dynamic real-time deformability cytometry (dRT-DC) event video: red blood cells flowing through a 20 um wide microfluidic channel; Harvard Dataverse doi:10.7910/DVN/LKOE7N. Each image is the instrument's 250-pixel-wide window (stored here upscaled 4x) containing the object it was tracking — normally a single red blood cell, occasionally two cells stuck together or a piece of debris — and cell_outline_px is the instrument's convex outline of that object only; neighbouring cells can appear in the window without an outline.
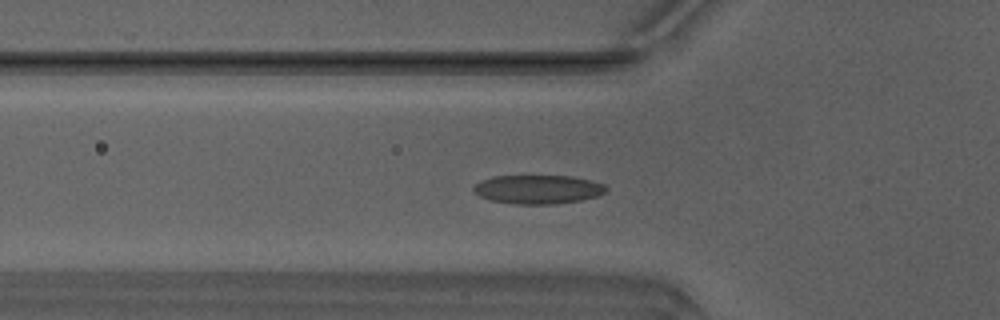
{"species": "Egyptian fruit bat (a non-hibernating species)", "species_latin": "Rousettus aegyptiacus", "temperature_condition": "warm", "stored_images_in_passage": 46, "camera_frame_rate_fps": 3000, "um_per_image_px": 0.085, "animal": {"sex": "male"}, "frame": {"image": 1, "passage_image": 13, "time_ms": 4.0, "image_size_px": [1000, 320], "cell_outline_px": [[608, 188], [604, 192], [596, 196], [580, 200], [552, 204], [512, 204], [488, 200], [472, 192], [472, 188], [480, 180], [492, 176], [572, 176], [604, 184]], "centroid_in_image_um": [45.65, 16.1], "position_along_channel_um": 80.1, "area_um2": 22.31}}
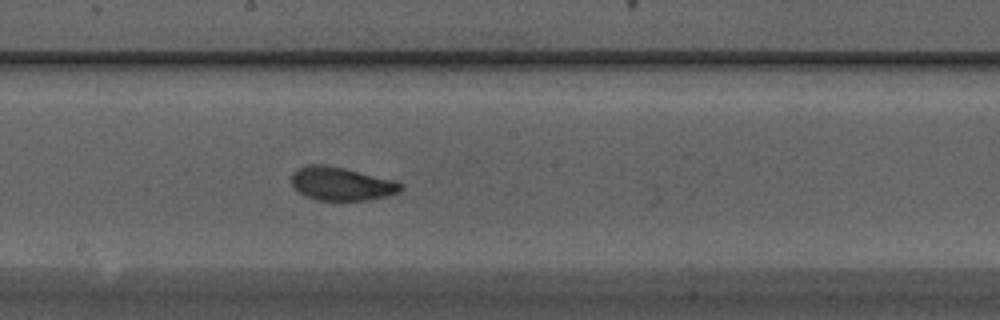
{"frame": {"image": 2, "passage_image": 23, "time_ms": 7.333, "image_size_px": [1000, 320], "cell_outline_px": [[404, 188], [400, 192], [388, 196], [368, 200], [316, 200], [300, 192], [292, 184], [292, 172], [296, 168], [308, 164], [320, 164], [344, 168], [396, 180], [404, 184]], "centroid_in_image_um": [29.07, 15.61], "position_along_channel_um": 219.1, "area_um2": 21.39}}
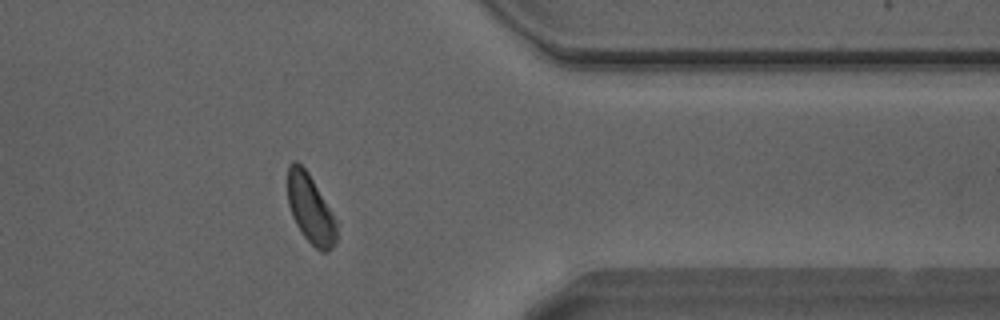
{"frame": {"image": 3, "passage_image": 36, "time_ms": 11.667, "image_size_px": [1000, 320], "cell_outline_px": [[336, 244], [328, 252], [320, 252], [304, 236], [296, 224], [292, 216], [288, 204], [288, 164], [292, 160], [296, 160], [308, 172], [336, 220]], "centroid_in_image_um": [26.38, 17.77], "position_along_channel_um": 385.0, "area_um2": 19.48}, "authors_computed_cell_mechanics": {"area_um2": 20.6924, "velocity_mm_per_s": 4.1629, "shape_relaxation_time_tau1_ms": 2.9127, "shape_relaxation_time_tau2_ms": 0.9955, "deformation_change_tau1": 0.1142, "deformation_change_tau2": 0.058}}